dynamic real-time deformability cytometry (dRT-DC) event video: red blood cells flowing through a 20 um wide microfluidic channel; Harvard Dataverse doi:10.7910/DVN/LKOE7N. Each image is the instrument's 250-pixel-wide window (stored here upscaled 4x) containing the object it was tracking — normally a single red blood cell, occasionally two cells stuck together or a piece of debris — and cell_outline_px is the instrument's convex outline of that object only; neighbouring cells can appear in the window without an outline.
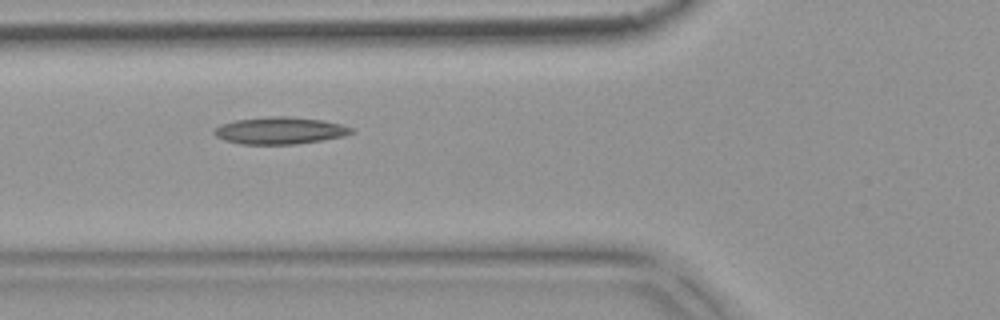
{"species": "common noctule bat (a hibernating species)", "species_latin": "Nyctalus noctula", "temperature_condition": "warm", "stored_images_in_passage": 8, "camera_frame_rate_fps": 3000, "um_per_image_px": 0.085, "animal": {"sex": "female", "body_mass_g": 18.4}, "frame": {"image": 1, "passage_image": 5, "time_ms": 1.333, "image_size_px": [1000, 320], "cell_outline_px": [[352, 132], [344, 136], [324, 140], [296, 144], [240, 144], [224, 140], [216, 136], [212, 132], [212, 128], [220, 124], [236, 120], [268, 116], [288, 116], [324, 120], [340, 124], [352, 128]], "centroid_in_image_um": [23.74, 11.09], "position_along_channel_um": 102.1, "area_um2": 21.79}}